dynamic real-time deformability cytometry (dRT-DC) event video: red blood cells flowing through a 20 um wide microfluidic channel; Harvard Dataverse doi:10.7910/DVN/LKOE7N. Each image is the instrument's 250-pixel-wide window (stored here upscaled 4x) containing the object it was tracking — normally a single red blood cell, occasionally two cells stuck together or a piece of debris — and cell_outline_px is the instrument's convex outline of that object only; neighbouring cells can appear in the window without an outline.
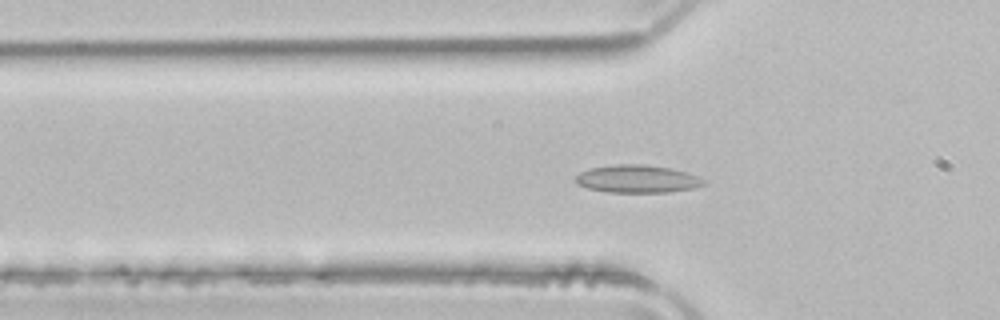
{"species": "common noctule bat (a hibernating species)", "species_latin": "Nyctalus noctula", "temperature_condition": "room temperature", "stored_images_in_passage": 50, "camera_frame_rate_fps": 3000, "um_per_image_px": 0.085, "animal": {"sex": "male", "body_mass_g": 21.5, "forearm_length_mm": 52.0}, "frame": {"image": 1, "passage_image": 15, "time_ms": 4.667, "image_size_px": [1000, 320], "cell_outline_px": [[708, 184], [692, 188], [668, 192], [608, 192], [588, 188], [576, 184], [576, 176], [580, 172], [588, 168], [612, 164], [644, 164], [672, 168], [708, 180]], "centroid_in_image_um": [54.17, 15.2], "position_along_channel_um": 71.6, "area_um2": 20.87}}
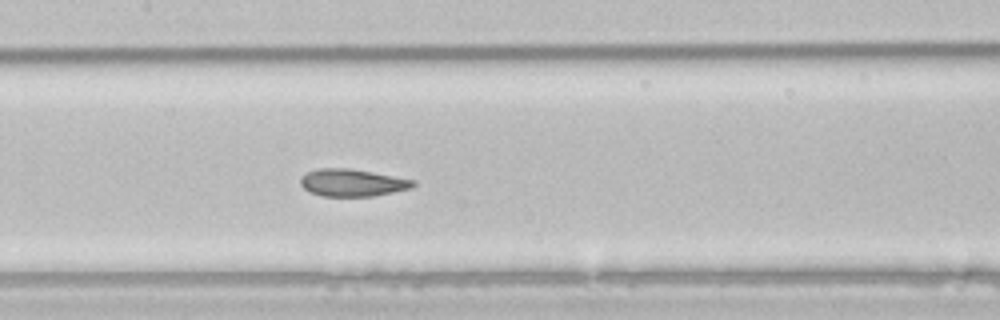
{"frame": {"image": 2, "passage_image": 23, "time_ms": 7.333, "image_size_px": [1000, 320], "cell_outline_px": [[416, 184], [412, 188], [376, 196], [320, 196], [308, 192], [300, 184], [300, 176], [308, 172], [320, 168], [348, 168], [416, 180]], "centroid_in_image_um": [29.94, 15.54], "position_along_channel_um": 177.5, "area_um2": 18.03}}
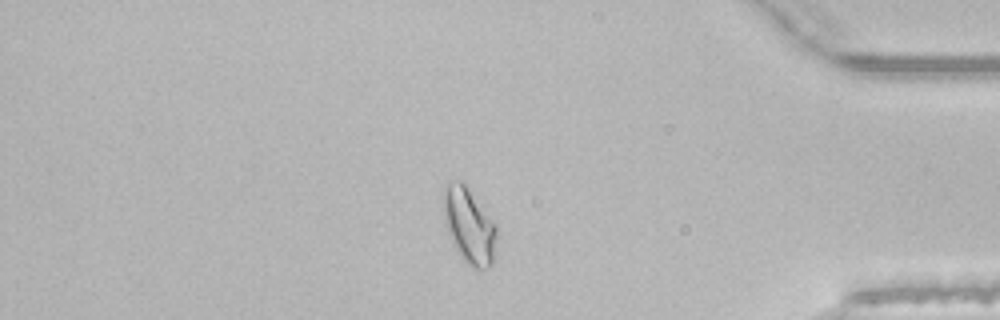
{"frame": {"image": 3, "passage_image": 42, "time_ms": 13.667, "image_size_px": [1000, 320], "cell_outline_px": [[496, 236], [492, 264], [488, 268], [472, 268], [460, 256], [444, 224], [444, 192], [448, 184], [456, 180], [460, 180], [468, 188], [496, 224]], "centroid_in_image_um": [39.88, 19.2], "position_along_channel_um": 395.3, "area_um2": 22.89}, "authors_computed_cell_mechanics": {"area_um2": 20.4034, "velocity_mm_per_s": 3.9406, "shape_relaxation_time_tau1_ms": null, "shape_relaxation_time_tau2_ms": 1.8241, "deformation_change_tau1": null, "deformation_change_tau2": 0.0561}}